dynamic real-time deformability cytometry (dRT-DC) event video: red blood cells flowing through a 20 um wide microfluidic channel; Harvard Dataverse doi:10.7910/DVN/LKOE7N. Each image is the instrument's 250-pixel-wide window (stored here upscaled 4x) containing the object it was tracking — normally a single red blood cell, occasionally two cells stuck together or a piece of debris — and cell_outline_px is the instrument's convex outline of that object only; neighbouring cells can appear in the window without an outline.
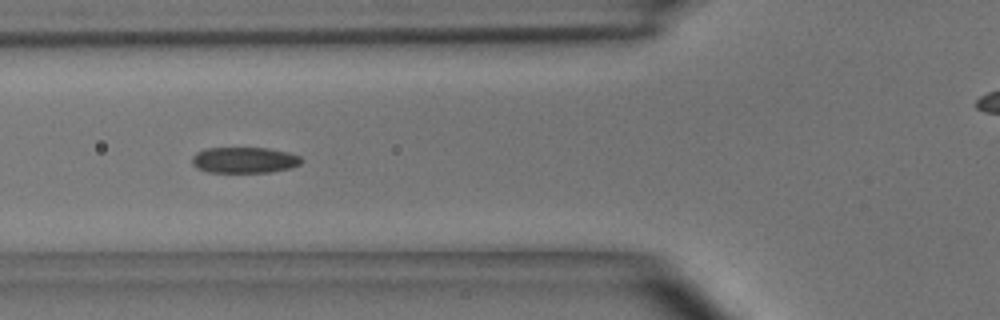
{"species": "common noctule bat (a hibernating species)", "species_latin": "Nyctalus noctula", "temperature_condition": "room temperature", "stored_images_in_passage": 7, "camera_frame_rate_fps": 3000, "um_per_image_px": 0.085, "animal": {"sex": "male", "body_mass_g": 15.6}, "frame": {"image": 1, "passage_image": 5, "time_ms": 1.333, "image_size_px": [1000, 320], "cell_outline_px": [[304, 160], [300, 164], [292, 168], [272, 172], [208, 172], [196, 168], [192, 164], [192, 156], [196, 152], [208, 148], [268, 148], [288, 152], [300, 156]], "centroid_in_image_um": [20.79, 13.61], "position_along_channel_um": 105.0, "area_um2": 16.7}}